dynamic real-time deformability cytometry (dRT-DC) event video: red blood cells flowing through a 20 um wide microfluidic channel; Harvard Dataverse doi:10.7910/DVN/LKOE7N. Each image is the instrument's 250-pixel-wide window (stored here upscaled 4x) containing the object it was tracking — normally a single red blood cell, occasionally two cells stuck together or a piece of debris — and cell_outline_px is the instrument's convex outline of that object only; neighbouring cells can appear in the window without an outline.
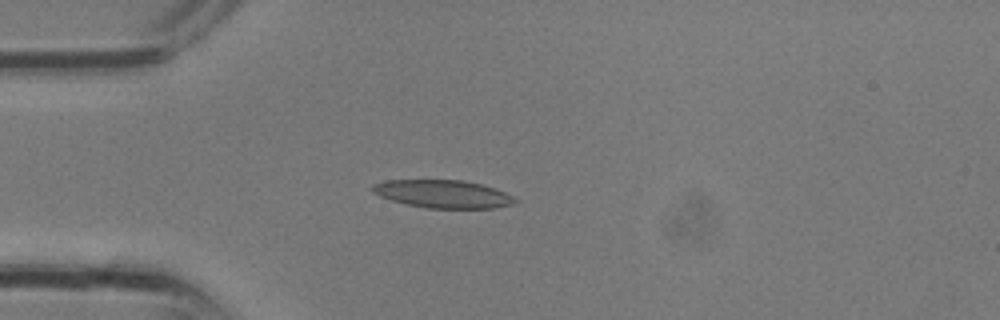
{"species": "common noctule bat (a hibernating species)", "species_latin": "Nyctalus noctula", "temperature_condition": "room temperature", "stored_images_in_passage": 11, "camera_frame_rate_fps": 3000, "um_per_image_px": 0.085, "animal": {"sex": "male", "body_mass_g": 13.3}, "frame": {"image": 1, "passage_image": 8, "time_ms": 2.333, "image_size_px": [1000, 320], "cell_outline_px": [[516, 200], [512, 204], [492, 208], [428, 208], [408, 204], [392, 200], [380, 196], [372, 192], [372, 184], [384, 180], [460, 180], [480, 184], [504, 192], [512, 196]], "centroid_in_image_um": [37.6, 16.48], "position_along_channel_um": 47.4, "area_um2": 22.83}}
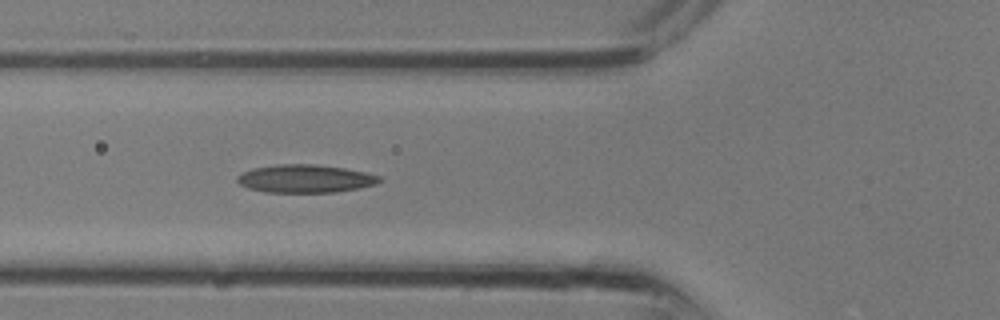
{"frame": {"image": 2, "passage_image": 11, "time_ms": 3.333, "image_size_px": [1000, 320], "cell_outline_px": [[384, 180], [376, 184], [360, 188], [336, 192], [264, 192], [248, 188], [240, 184], [236, 180], [236, 176], [252, 168], [276, 164], [316, 164], [344, 168], [364, 172], [380, 176]], "centroid_in_image_um": [25.95, 15.18], "position_along_channel_um": 99.9, "area_um2": 23.35}}